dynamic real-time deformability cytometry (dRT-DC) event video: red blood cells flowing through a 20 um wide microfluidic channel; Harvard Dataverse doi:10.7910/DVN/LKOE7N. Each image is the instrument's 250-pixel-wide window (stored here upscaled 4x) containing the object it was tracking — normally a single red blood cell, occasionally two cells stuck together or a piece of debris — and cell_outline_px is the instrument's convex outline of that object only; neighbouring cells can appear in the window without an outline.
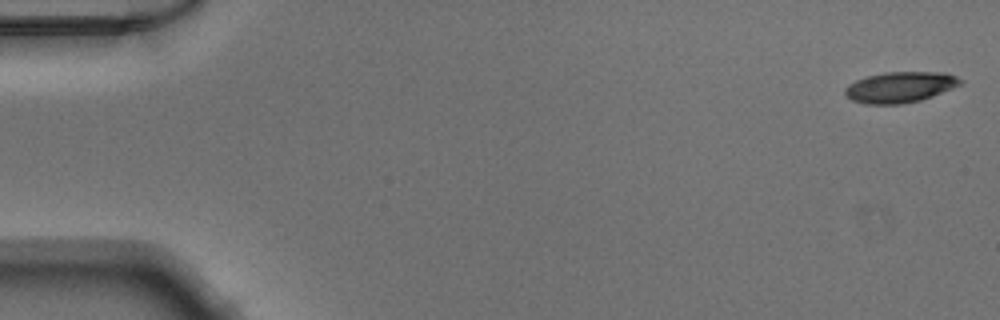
{"species": "Egyptian fruit bat (a non-hibernating species)", "species_latin": "Rousettus aegyptiacus", "temperature_condition": "warm", "stored_images_in_passage": 50, "camera_frame_rate_fps": 3000, "um_per_image_px": 0.085, "animal": {"sex": "male"}, "frame": {"image": 1, "passage_image": 1, "time_ms": 0.0, "image_size_px": [1000, 320], "cell_outline_px": [[964, 80], [960, 84], [952, 88], [932, 96], [920, 100], [900, 104], [868, 104], [852, 100], [844, 92], [844, 88], [848, 84], [856, 80], [868, 76], [884, 72], [944, 72], [956, 76]], "centroid_in_image_um": [76.5, 7.4], "position_along_channel_um": 8.5, "area_um2": 20.58}}
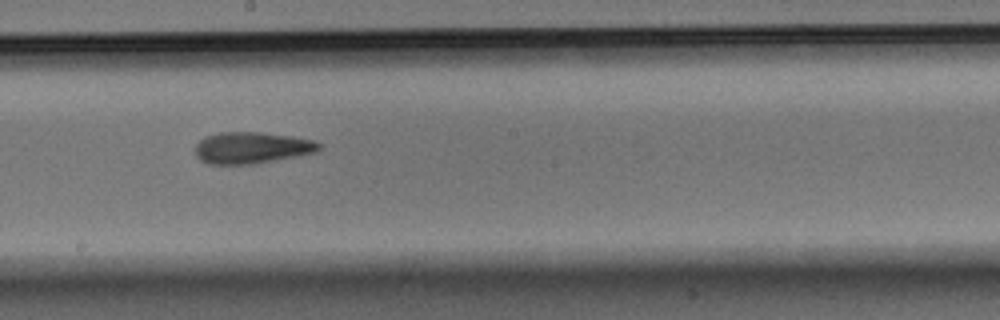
{"frame": {"image": 2, "passage_image": 28, "time_ms": 9.0, "image_size_px": [1000, 320], "cell_outline_px": [[324, 144], [316, 152], [296, 156], [252, 164], [208, 164], [200, 160], [196, 156], [196, 144], [204, 136], [220, 132], [260, 132], [292, 136], [316, 140]], "centroid_in_image_um": [21.41, 12.55], "position_along_channel_um": 226.8, "area_um2": 22.89}}
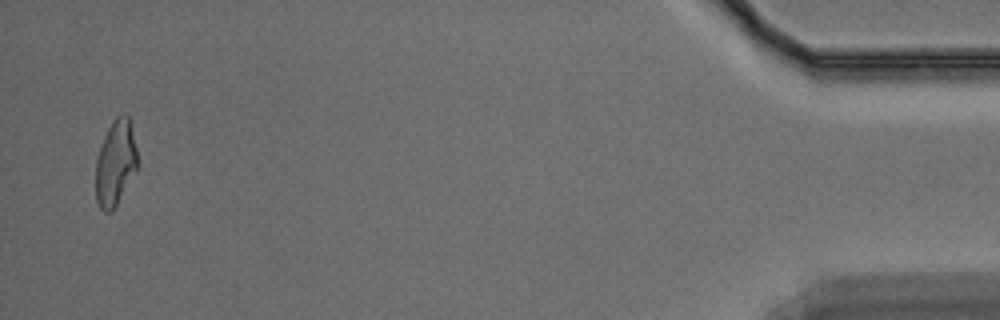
{"frame": {"image": 3, "passage_image": 49, "time_ms": 16.0, "image_size_px": [1000, 320], "cell_outline_px": [[136, 168], [112, 212], [104, 212], [100, 208], [96, 200], [96, 156], [104, 136], [108, 128], [116, 116], [124, 112], [128, 116], [136, 148]], "centroid_in_image_um": [9.77, 13.84], "position_along_channel_um": 425.4, "area_um2": 20.35}}